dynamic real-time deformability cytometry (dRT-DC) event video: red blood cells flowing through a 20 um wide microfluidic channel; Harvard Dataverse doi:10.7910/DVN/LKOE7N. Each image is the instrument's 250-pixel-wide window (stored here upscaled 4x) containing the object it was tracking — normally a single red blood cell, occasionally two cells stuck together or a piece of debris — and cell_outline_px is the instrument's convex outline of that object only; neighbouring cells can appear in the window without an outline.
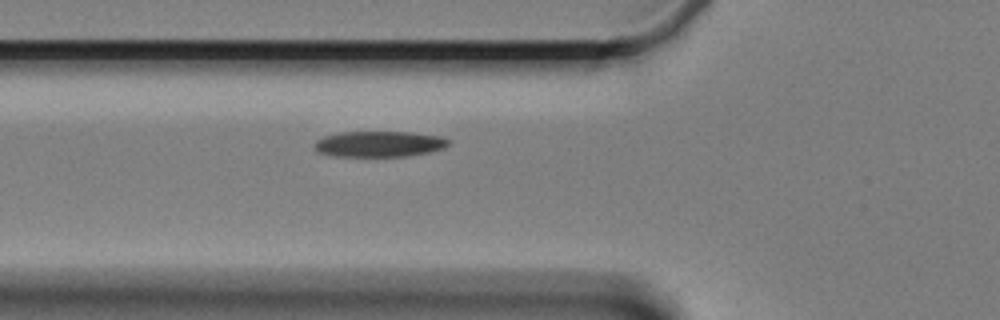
{"species": "Egyptian fruit bat (a non-hibernating species)", "species_latin": "Rousettus aegyptiacus", "temperature_condition": "cold", "stored_images_in_passage": 6, "camera_frame_rate_fps": 3000, "um_per_image_px": 0.085, "animal": {"sex": "female"}, "frame": {"image": 1, "passage_image": 6, "time_ms": 7.0, "image_size_px": [1000, 320], "cell_outline_px": [[452, 140], [444, 148], [428, 152], [404, 156], [336, 156], [316, 152], [312, 144], [316, 140], [324, 136], [340, 132], [412, 132], [440, 136]], "centroid_in_image_um": [32.2, 12.23], "position_along_channel_um": 93.6, "area_um2": 20.23}}